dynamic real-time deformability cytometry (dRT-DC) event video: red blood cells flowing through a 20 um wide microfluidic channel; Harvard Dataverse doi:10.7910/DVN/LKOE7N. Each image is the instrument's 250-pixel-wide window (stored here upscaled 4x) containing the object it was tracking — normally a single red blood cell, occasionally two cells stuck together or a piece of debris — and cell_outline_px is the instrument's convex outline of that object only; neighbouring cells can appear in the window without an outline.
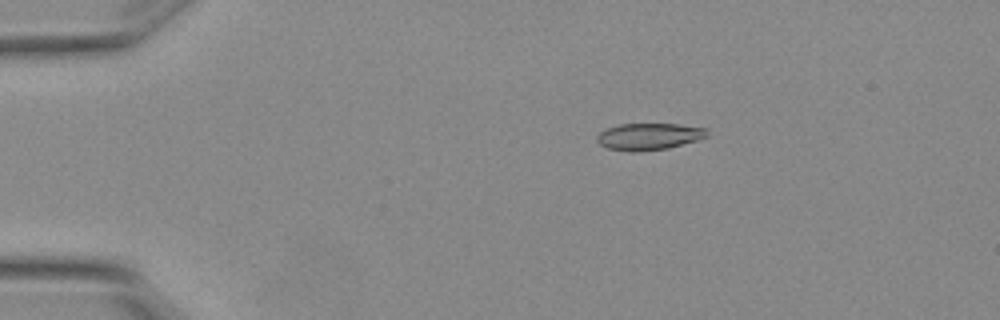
{"species": "Egyptian fruit bat (a non-hibernating species)", "species_latin": "Rousettus aegyptiacus", "temperature_condition": "warm", "stored_images_in_passage": 2, "camera_frame_rate_fps": 3000, "um_per_image_px": 0.085, "animal": {"sex": "female"}, "frame": {"image": 1, "passage_image": 1, "time_ms": 0.0, "image_size_px": [1000, 320], "cell_outline_px": [[708, 136], [696, 140], [668, 148], [636, 152], [632, 152], [608, 148], [600, 144], [596, 140], [596, 136], [600, 132], [608, 128], [620, 124], [676, 124], [708, 128]], "centroid_in_image_um": [55.16, 11.6], "position_along_channel_um": 29.8, "area_um2": 17.11}}